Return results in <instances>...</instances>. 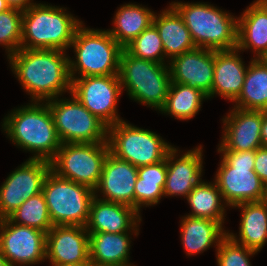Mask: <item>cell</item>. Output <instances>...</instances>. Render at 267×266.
Instances as JSON below:
<instances>
[{"mask_svg":"<svg viewBox=\"0 0 267 266\" xmlns=\"http://www.w3.org/2000/svg\"><path fill=\"white\" fill-rule=\"evenodd\" d=\"M56 49H25L8 56L10 69L31 101L46 102L71 93L69 55Z\"/></svg>","mask_w":267,"mask_h":266,"instance_id":"cell-1","label":"cell"},{"mask_svg":"<svg viewBox=\"0 0 267 266\" xmlns=\"http://www.w3.org/2000/svg\"><path fill=\"white\" fill-rule=\"evenodd\" d=\"M30 102L5 115L2 131L18 148L33 153L29 159L50 162L62 143L47 102Z\"/></svg>","mask_w":267,"mask_h":266,"instance_id":"cell-2","label":"cell"},{"mask_svg":"<svg viewBox=\"0 0 267 266\" xmlns=\"http://www.w3.org/2000/svg\"><path fill=\"white\" fill-rule=\"evenodd\" d=\"M66 9L35 2L23 11L21 48L68 50L83 22Z\"/></svg>","mask_w":267,"mask_h":266,"instance_id":"cell-3","label":"cell"},{"mask_svg":"<svg viewBox=\"0 0 267 266\" xmlns=\"http://www.w3.org/2000/svg\"><path fill=\"white\" fill-rule=\"evenodd\" d=\"M182 17L196 47L215 51L237 47V19L208 2H171Z\"/></svg>","mask_w":267,"mask_h":266,"instance_id":"cell-4","label":"cell"},{"mask_svg":"<svg viewBox=\"0 0 267 266\" xmlns=\"http://www.w3.org/2000/svg\"><path fill=\"white\" fill-rule=\"evenodd\" d=\"M71 47L75 59L69 56L70 78L119 74L123 47L107 30L91 29L82 23L76 30Z\"/></svg>","mask_w":267,"mask_h":266,"instance_id":"cell-5","label":"cell"},{"mask_svg":"<svg viewBox=\"0 0 267 266\" xmlns=\"http://www.w3.org/2000/svg\"><path fill=\"white\" fill-rule=\"evenodd\" d=\"M119 78L122 91H127L131 100L158 112L163 107L171 83L168 64L137 58L123 48Z\"/></svg>","mask_w":267,"mask_h":266,"instance_id":"cell-6","label":"cell"},{"mask_svg":"<svg viewBox=\"0 0 267 266\" xmlns=\"http://www.w3.org/2000/svg\"><path fill=\"white\" fill-rule=\"evenodd\" d=\"M221 161L214 180L225 204L232 208L238 204L262 201L265 184L254 171L255 150H217Z\"/></svg>","mask_w":267,"mask_h":266,"instance_id":"cell-7","label":"cell"},{"mask_svg":"<svg viewBox=\"0 0 267 266\" xmlns=\"http://www.w3.org/2000/svg\"><path fill=\"white\" fill-rule=\"evenodd\" d=\"M42 194L51 222L55 225L84 226L95 197L90 187L57 176L53 171L46 175Z\"/></svg>","mask_w":267,"mask_h":266,"instance_id":"cell-8","label":"cell"},{"mask_svg":"<svg viewBox=\"0 0 267 266\" xmlns=\"http://www.w3.org/2000/svg\"><path fill=\"white\" fill-rule=\"evenodd\" d=\"M107 142L111 154L136 167L164 160L173 147L155 132L125 120L108 127Z\"/></svg>","mask_w":267,"mask_h":266,"instance_id":"cell-9","label":"cell"},{"mask_svg":"<svg viewBox=\"0 0 267 266\" xmlns=\"http://www.w3.org/2000/svg\"><path fill=\"white\" fill-rule=\"evenodd\" d=\"M70 95L46 101L61 143L107 142L108 126Z\"/></svg>","mask_w":267,"mask_h":266,"instance_id":"cell-10","label":"cell"},{"mask_svg":"<svg viewBox=\"0 0 267 266\" xmlns=\"http://www.w3.org/2000/svg\"><path fill=\"white\" fill-rule=\"evenodd\" d=\"M109 153L108 142L62 143L50 161L57 176L95 189Z\"/></svg>","mask_w":267,"mask_h":266,"instance_id":"cell-11","label":"cell"},{"mask_svg":"<svg viewBox=\"0 0 267 266\" xmlns=\"http://www.w3.org/2000/svg\"><path fill=\"white\" fill-rule=\"evenodd\" d=\"M71 93L108 127L123 120L117 111L122 86L119 74L71 78Z\"/></svg>","mask_w":267,"mask_h":266,"instance_id":"cell-12","label":"cell"},{"mask_svg":"<svg viewBox=\"0 0 267 266\" xmlns=\"http://www.w3.org/2000/svg\"><path fill=\"white\" fill-rule=\"evenodd\" d=\"M46 233L0 219V250L9 266H33L46 261Z\"/></svg>","mask_w":267,"mask_h":266,"instance_id":"cell-13","label":"cell"},{"mask_svg":"<svg viewBox=\"0 0 267 266\" xmlns=\"http://www.w3.org/2000/svg\"><path fill=\"white\" fill-rule=\"evenodd\" d=\"M51 163L41 159H27L10 172L0 186V219L7 218L14 210L34 195L42 192Z\"/></svg>","mask_w":267,"mask_h":266,"instance_id":"cell-14","label":"cell"},{"mask_svg":"<svg viewBox=\"0 0 267 266\" xmlns=\"http://www.w3.org/2000/svg\"><path fill=\"white\" fill-rule=\"evenodd\" d=\"M222 118L223 132L218 150L250 151L262 147V110H244L232 107Z\"/></svg>","mask_w":267,"mask_h":266,"instance_id":"cell-15","label":"cell"},{"mask_svg":"<svg viewBox=\"0 0 267 266\" xmlns=\"http://www.w3.org/2000/svg\"><path fill=\"white\" fill-rule=\"evenodd\" d=\"M203 159L201 144L183 154H180V149L178 150L173 146L167 153V176L163 188L164 196H182L186 199L188 194L202 180Z\"/></svg>","mask_w":267,"mask_h":266,"instance_id":"cell-16","label":"cell"},{"mask_svg":"<svg viewBox=\"0 0 267 266\" xmlns=\"http://www.w3.org/2000/svg\"><path fill=\"white\" fill-rule=\"evenodd\" d=\"M137 172L138 167L109 152L103 165L99 183L94 189L95 197L134 208V187L138 178ZM98 193L100 194L98 195ZM101 194L103 196H100Z\"/></svg>","mask_w":267,"mask_h":266,"instance_id":"cell-17","label":"cell"},{"mask_svg":"<svg viewBox=\"0 0 267 266\" xmlns=\"http://www.w3.org/2000/svg\"><path fill=\"white\" fill-rule=\"evenodd\" d=\"M171 82L200 89L207 96L211 93L214 76V50L196 47L175 56L169 63Z\"/></svg>","mask_w":267,"mask_h":266,"instance_id":"cell-18","label":"cell"},{"mask_svg":"<svg viewBox=\"0 0 267 266\" xmlns=\"http://www.w3.org/2000/svg\"><path fill=\"white\" fill-rule=\"evenodd\" d=\"M45 249L49 263L90 261L89 233L84 226L55 225L46 233Z\"/></svg>","mask_w":267,"mask_h":266,"instance_id":"cell-19","label":"cell"},{"mask_svg":"<svg viewBox=\"0 0 267 266\" xmlns=\"http://www.w3.org/2000/svg\"><path fill=\"white\" fill-rule=\"evenodd\" d=\"M141 214L133 207L94 197L85 228L88 233L139 232Z\"/></svg>","mask_w":267,"mask_h":266,"instance_id":"cell-20","label":"cell"},{"mask_svg":"<svg viewBox=\"0 0 267 266\" xmlns=\"http://www.w3.org/2000/svg\"><path fill=\"white\" fill-rule=\"evenodd\" d=\"M240 50H214V76L208 100L219 95L234 102L242 91L248 66L240 57Z\"/></svg>","mask_w":267,"mask_h":266,"instance_id":"cell-21","label":"cell"},{"mask_svg":"<svg viewBox=\"0 0 267 266\" xmlns=\"http://www.w3.org/2000/svg\"><path fill=\"white\" fill-rule=\"evenodd\" d=\"M224 225L207 218L181 217L180 237L187 256L201 254L214 245L216 249L227 236Z\"/></svg>","mask_w":267,"mask_h":266,"instance_id":"cell-22","label":"cell"},{"mask_svg":"<svg viewBox=\"0 0 267 266\" xmlns=\"http://www.w3.org/2000/svg\"><path fill=\"white\" fill-rule=\"evenodd\" d=\"M237 49H251L253 59H261L267 53V12L255 0L237 19Z\"/></svg>","mask_w":267,"mask_h":266,"instance_id":"cell-23","label":"cell"},{"mask_svg":"<svg viewBox=\"0 0 267 266\" xmlns=\"http://www.w3.org/2000/svg\"><path fill=\"white\" fill-rule=\"evenodd\" d=\"M233 208L241 209L239 234L227 231V235L237 244L260 252L267 242V203L252 201Z\"/></svg>","mask_w":267,"mask_h":266,"instance_id":"cell-24","label":"cell"},{"mask_svg":"<svg viewBox=\"0 0 267 266\" xmlns=\"http://www.w3.org/2000/svg\"><path fill=\"white\" fill-rule=\"evenodd\" d=\"M153 25L159 32L165 57L169 61L196 48L182 17L171 5L160 11V14L155 13Z\"/></svg>","mask_w":267,"mask_h":266,"instance_id":"cell-25","label":"cell"},{"mask_svg":"<svg viewBox=\"0 0 267 266\" xmlns=\"http://www.w3.org/2000/svg\"><path fill=\"white\" fill-rule=\"evenodd\" d=\"M133 234L137 237L139 232L89 233L90 261L98 264L135 266L129 260Z\"/></svg>","mask_w":267,"mask_h":266,"instance_id":"cell-26","label":"cell"},{"mask_svg":"<svg viewBox=\"0 0 267 266\" xmlns=\"http://www.w3.org/2000/svg\"><path fill=\"white\" fill-rule=\"evenodd\" d=\"M155 13L146 6L125 3L117 9L113 18V27L107 31L116 42L125 48L153 24Z\"/></svg>","mask_w":267,"mask_h":266,"instance_id":"cell-27","label":"cell"},{"mask_svg":"<svg viewBox=\"0 0 267 266\" xmlns=\"http://www.w3.org/2000/svg\"><path fill=\"white\" fill-rule=\"evenodd\" d=\"M138 178L134 187V209L141 213L142 207L160 203L167 176L166 158L152 165L138 167Z\"/></svg>","mask_w":267,"mask_h":266,"instance_id":"cell-28","label":"cell"},{"mask_svg":"<svg viewBox=\"0 0 267 266\" xmlns=\"http://www.w3.org/2000/svg\"><path fill=\"white\" fill-rule=\"evenodd\" d=\"M233 107L267 111V65L262 59L249 61L242 91Z\"/></svg>","mask_w":267,"mask_h":266,"instance_id":"cell-29","label":"cell"},{"mask_svg":"<svg viewBox=\"0 0 267 266\" xmlns=\"http://www.w3.org/2000/svg\"><path fill=\"white\" fill-rule=\"evenodd\" d=\"M191 212L186 214L198 218L218 221L222 225L226 220V209L221 192L215 180H201L187 196Z\"/></svg>","mask_w":267,"mask_h":266,"instance_id":"cell-30","label":"cell"},{"mask_svg":"<svg viewBox=\"0 0 267 266\" xmlns=\"http://www.w3.org/2000/svg\"><path fill=\"white\" fill-rule=\"evenodd\" d=\"M207 99V95L198 88L171 82L165 103L159 113L180 121H188L196 116L202 108L203 101Z\"/></svg>","mask_w":267,"mask_h":266,"instance_id":"cell-31","label":"cell"},{"mask_svg":"<svg viewBox=\"0 0 267 266\" xmlns=\"http://www.w3.org/2000/svg\"><path fill=\"white\" fill-rule=\"evenodd\" d=\"M8 218L15 224L32 227L45 233L53 227L42 192L25 200Z\"/></svg>","mask_w":267,"mask_h":266,"instance_id":"cell-32","label":"cell"},{"mask_svg":"<svg viewBox=\"0 0 267 266\" xmlns=\"http://www.w3.org/2000/svg\"><path fill=\"white\" fill-rule=\"evenodd\" d=\"M125 49L137 58L154 61L159 64L169 63V60L165 57L159 32L153 24L130 42Z\"/></svg>","mask_w":267,"mask_h":266,"instance_id":"cell-33","label":"cell"},{"mask_svg":"<svg viewBox=\"0 0 267 266\" xmlns=\"http://www.w3.org/2000/svg\"><path fill=\"white\" fill-rule=\"evenodd\" d=\"M23 11L9 8L0 12V45L7 57L21 48Z\"/></svg>","mask_w":267,"mask_h":266,"instance_id":"cell-34","label":"cell"},{"mask_svg":"<svg viewBox=\"0 0 267 266\" xmlns=\"http://www.w3.org/2000/svg\"><path fill=\"white\" fill-rule=\"evenodd\" d=\"M257 253L237 244L227 235L216 249V262L218 266H251L249 257Z\"/></svg>","mask_w":267,"mask_h":266,"instance_id":"cell-35","label":"cell"},{"mask_svg":"<svg viewBox=\"0 0 267 266\" xmlns=\"http://www.w3.org/2000/svg\"><path fill=\"white\" fill-rule=\"evenodd\" d=\"M254 171L261 181L267 184V147H259L255 150Z\"/></svg>","mask_w":267,"mask_h":266,"instance_id":"cell-36","label":"cell"},{"mask_svg":"<svg viewBox=\"0 0 267 266\" xmlns=\"http://www.w3.org/2000/svg\"><path fill=\"white\" fill-rule=\"evenodd\" d=\"M6 3L10 8L25 11L30 8L33 4V0H6Z\"/></svg>","mask_w":267,"mask_h":266,"instance_id":"cell-37","label":"cell"},{"mask_svg":"<svg viewBox=\"0 0 267 266\" xmlns=\"http://www.w3.org/2000/svg\"><path fill=\"white\" fill-rule=\"evenodd\" d=\"M262 146L267 147V111H263V122L261 126Z\"/></svg>","mask_w":267,"mask_h":266,"instance_id":"cell-38","label":"cell"},{"mask_svg":"<svg viewBox=\"0 0 267 266\" xmlns=\"http://www.w3.org/2000/svg\"><path fill=\"white\" fill-rule=\"evenodd\" d=\"M52 266H91V261H84L79 263H67V264H59V263H51Z\"/></svg>","mask_w":267,"mask_h":266,"instance_id":"cell-39","label":"cell"},{"mask_svg":"<svg viewBox=\"0 0 267 266\" xmlns=\"http://www.w3.org/2000/svg\"><path fill=\"white\" fill-rule=\"evenodd\" d=\"M10 7L6 3V0H0V12L8 10Z\"/></svg>","mask_w":267,"mask_h":266,"instance_id":"cell-40","label":"cell"},{"mask_svg":"<svg viewBox=\"0 0 267 266\" xmlns=\"http://www.w3.org/2000/svg\"><path fill=\"white\" fill-rule=\"evenodd\" d=\"M0 266H9L7 260L2 255L1 250H0Z\"/></svg>","mask_w":267,"mask_h":266,"instance_id":"cell-41","label":"cell"},{"mask_svg":"<svg viewBox=\"0 0 267 266\" xmlns=\"http://www.w3.org/2000/svg\"><path fill=\"white\" fill-rule=\"evenodd\" d=\"M267 12V0H256Z\"/></svg>","mask_w":267,"mask_h":266,"instance_id":"cell-42","label":"cell"},{"mask_svg":"<svg viewBox=\"0 0 267 266\" xmlns=\"http://www.w3.org/2000/svg\"><path fill=\"white\" fill-rule=\"evenodd\" d=\"M91 266H125V265L98 264L91 262Z\"/></svg>","mask_w":267,"mask_h":266,"instance_id":"cell-43","label":"cell"},{"mask_svg":"<svg viewBox=\"0 0 267 266\" xmlns=\"http://www.w3.org/2000/svg\"><path fill=\"white\" fill-rule=\"evenodd\" d=\"M263 200L267 203V184L265 185V195Z\"/></svg>","mask_w":267,"mask_h":266,"instance_id":"cell-44","label":"cell"},{"mask_svg":"<svg viewBox=\"0 0 267 266\" xmlns=\"http://www.w3.org/2000/svg\"><path fill=\"white\" fill-rule=\"evenodd\" d=\"M267 65V53L261 58Z\"/></svg>","mask_w":267,"mask_h":266,"instance_id":"cell-45","label":"cell"}]
</instances>
